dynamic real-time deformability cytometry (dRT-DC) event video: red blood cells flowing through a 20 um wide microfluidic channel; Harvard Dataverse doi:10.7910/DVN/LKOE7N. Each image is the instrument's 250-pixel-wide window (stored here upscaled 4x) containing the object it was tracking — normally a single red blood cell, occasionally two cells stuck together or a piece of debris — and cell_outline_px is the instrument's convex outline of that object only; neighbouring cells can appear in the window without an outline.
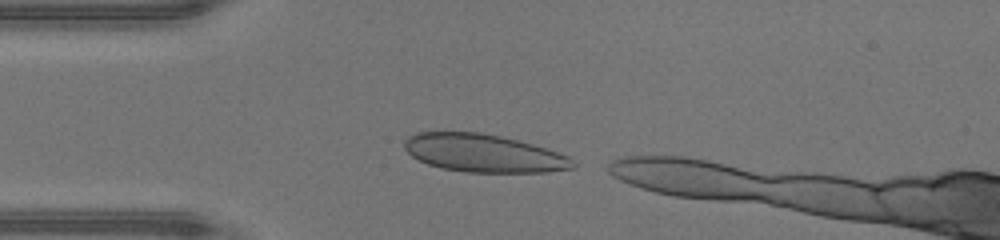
{"species": "human", "species_latin": "Homo sapiens", "temperature_condition": "warm", "stored_images_in_passage": 28, "camera_frame_rate_fps": 3000, "um_per_image_px": 0.085, "donor": {"sex": "male"}, "frame": {"image": 1, "passage_image": 1, "time_ms": 0.0, "image_size_px": [1000, 240], "cell_outline_px": [[576, 168], [548, 172], [468, 172], [440, 168], [428, 164], [412, 156], [404, 148], [404, 140], [408, 136], [416, 132], [480, 132], [500, 136], [532, 144], [568, 156], [576, 164]], "centroid_in_image_um": [41.09, 13.02], "position_along_channel_um": 43.9, "area_um2": 37.11}}
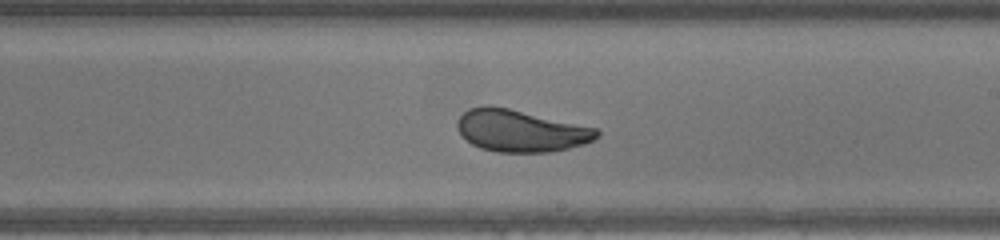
{"frame": {"image": 2, "passage_image": 16, "time_ms": 5.0, "image_size_px": [1000, 240], "cell_outline_px": [[600, 136], [584, 144], [568, 148], [548, 152], [496, 152], [480, 148], [472, 144], [456, 128], [456, 120], [468, 108], [488, 104], [508, 108], [596, 128], [600, 132]], "centroid_in_image_um": [44.22, 11.11], "position_along_channel_um": 244.8, "area_um2": 34.04}}
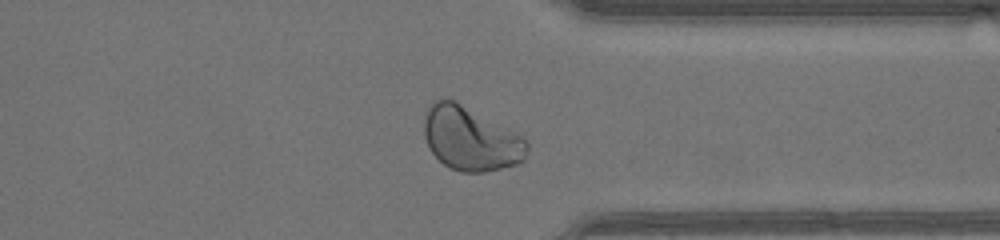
{"frame": {"image": 3, "passage_image": 25, "time_ms": 8.0, "image_size_px": [1000, 240], "cell_outline_px": [[528, 148], [524, 160], [516, 164], [484, 172], [460, 172], [448, 168], [428, 148], [424, 136], [424, 120], [428, 104], [432, 100], [440, 96], [448, 96], [520, 136], [528, 144]], "centroid_in_image_um": [39.92, 11.76], "position_along_channel_um": 371.5, "area_um2": 38.32}}